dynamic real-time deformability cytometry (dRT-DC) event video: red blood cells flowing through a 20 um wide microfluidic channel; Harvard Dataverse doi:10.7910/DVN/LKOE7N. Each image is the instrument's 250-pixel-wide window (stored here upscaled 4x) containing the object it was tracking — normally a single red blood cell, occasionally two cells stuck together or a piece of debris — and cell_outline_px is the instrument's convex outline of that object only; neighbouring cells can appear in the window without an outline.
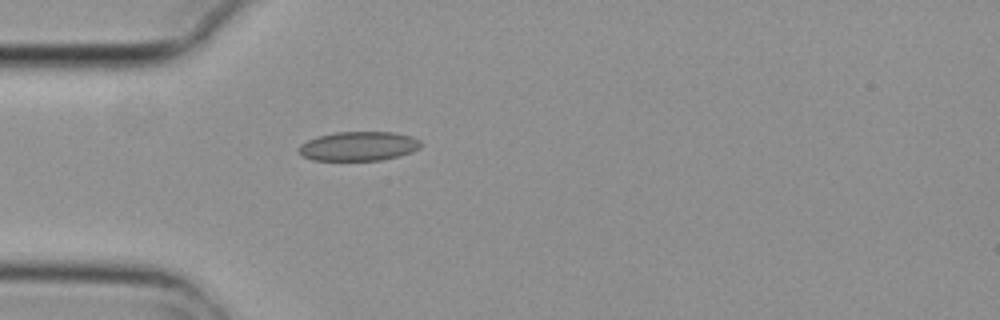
{"species": "common noctule bat (a hibernating species)", "species_latin": "Nyctalus noctula", "temperature_condition": "cold", "stored_images_in_passage": 1, "camera_frame_rate_fps": 3000, "um_per_image_px": 0.085, "animal": {"sex": "female", "body_mass_g": 29.2, "forearm_length_mm": 56.3}, "frame": {"image": 1, "passage_image": 1, "time_ms": 0.0, "image_size_px": [1000, 320], "cell_outline_px": [[424, 144], [420, 148], [412, 152], [400, 156], [380, 160], [312, 160], [304, 156], [296, 148], [300, 144], [316, 136], [336, 132], [396, 132], [412, 136], [420, 140]], "centroid_in_image_um": [30.52, 12.42], "position_along_channel_um": 54.5, "area_um2": 21.04}}